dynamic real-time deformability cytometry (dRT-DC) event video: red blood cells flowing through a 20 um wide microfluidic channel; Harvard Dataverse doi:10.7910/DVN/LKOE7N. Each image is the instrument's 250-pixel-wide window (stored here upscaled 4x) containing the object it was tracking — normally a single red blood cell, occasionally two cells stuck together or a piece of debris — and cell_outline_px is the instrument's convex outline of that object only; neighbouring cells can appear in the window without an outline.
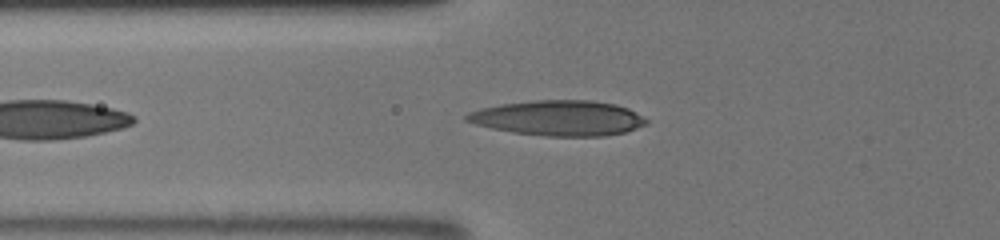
{"species": "human", "species_latin": "Homo sapiens", "temperature_condition": "room temperature", "stored_images_in_passage": 44, "camera_frame_rate_fps": 3000, "um_per_image_px": 0.085, "donor": {"sex": "male"}, "frame": {"image": 1, "passage_image": 6, "time_ms": 1.333, "image_size_px": [1000, 240], "cell_outline_px": [[648, 124], [624, 132], [604, 136], [544, 136], [512, 132], [492, 128], [476, 124], [464, 120], [464, 116], [468, 112], [480, 108], [500, 104], [536, 100], [592, 100], [616, 104], [628, 108], [648, 120]], "centroid_in_image_um": [47.46, 10.03], "position_along_channel_um": 78.3, "area_um2": 36.93}}
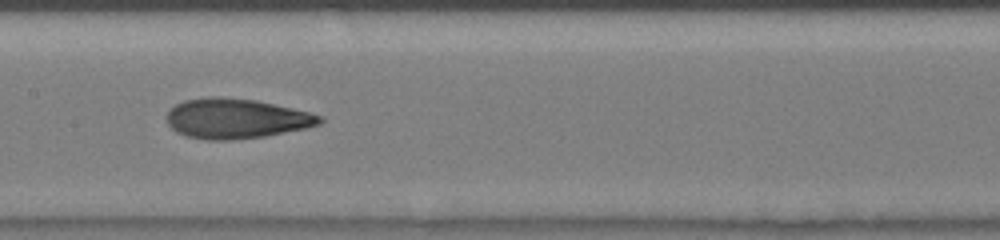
{"frame": {"image": 2, "passage_image": 17, "time_ms": 4.0, "image_size_px": [1000, 240], "cell_outline_px": [[324, 120], [320, 124], [308, 128], [264, 136], [228, 140], [208, 140], [188, 136], [176, 132], [168, 124], [164, 116], [176, 104], [184, 100], [208, 96], [220, 96], [256, 100], [308, 112], [324, 116]], "centroid_in_image_um": [20.06, 10.07], "position_along_channel_um": 187.3, "area_um2": 35.72}}
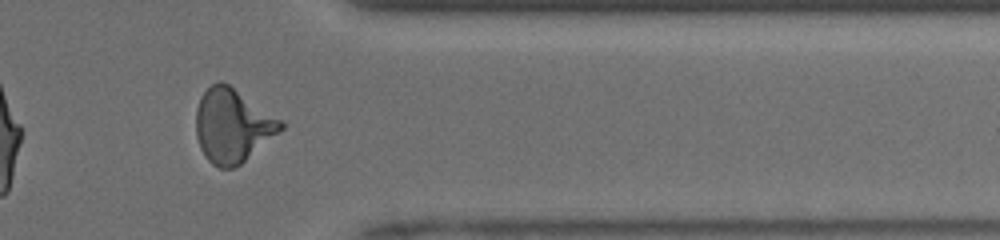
{"frame": {"image": 3, "passage_image": 37, "time_ms": 9.0, "image_size_px": [1000, 240], "cell_outline_px": [[284, 128], [240, 164], [232, 168], [220, 168], [212, 164], [208, 160], [200, 148], [196, 136], [196, 108], [200, 96], [212, 84], [220, 80], [228, 84], [284, 120]], "centroid_in_image_um": [19.76, 10.66], "position_along_channel_um": 391.6, "area_um2": 36.36}, "authors_computed_cell_mechanics": {"area_um2": 34.7378, "velocity_mm_per_s": 4.1672, "shape_relaxation_time_tau1_ms": 4.554, "shape_relaxation_time_tau2_ms": 1.1713, "deformation_change_tau1": 0.2237, "deformation_change_tau2": 0.0848}}